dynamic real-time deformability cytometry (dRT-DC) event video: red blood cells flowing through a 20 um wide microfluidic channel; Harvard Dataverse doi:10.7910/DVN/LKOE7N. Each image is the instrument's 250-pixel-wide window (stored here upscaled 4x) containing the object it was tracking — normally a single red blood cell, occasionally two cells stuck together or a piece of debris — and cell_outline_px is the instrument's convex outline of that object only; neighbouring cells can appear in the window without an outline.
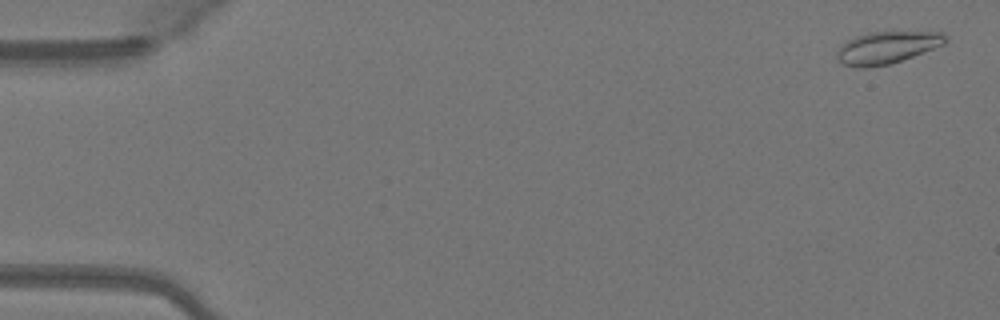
{"species": "Egyptian fruit bat (a non-hibernating species)", "species_latin": "Rousettus aegyptiacus", "temperature_condition": "warm", "stored_images_in_passage": 50, "camera_frame_rate_fps": 3000, "um_per_image_px": 0.085, "animal": {"sex": "female"}, "frame": {"image": 1, "passage_image": 2, "time_ms": 0.333, "image_size_px": [1000, 320], "cell_outline_px": [[948, 40], [944, 44], [912, 56], [888, 64], [868, 68], [860, 68], [844, 64], [836, 56], [836, 52], [848, 40], [856, 36], [868, 32], [944, 32], [948, 36]], "centroid_in_image_um": [75.41, 4.03], "position_along_channel_um": 9.6, "area_um2": 20.06}}
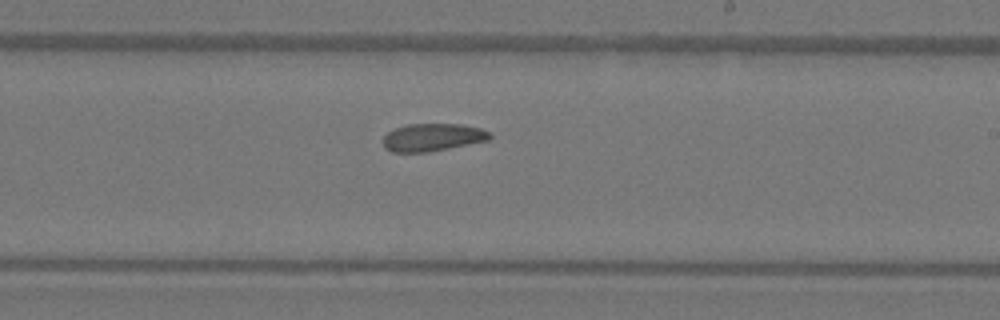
{"frame": {"image": 2, "passage_image": 30, "time_ms": 9.667, "image_size_px": [1000, 320], "cell_outline_px": [[492, 136], [488, 140], [428, 152], [392, 152], [384, 148], [384, 136], [388, 132], [396, 128], [408, 124], [464, 124], [480, 128], [492, 132]], "centroid_in_image_um": [36.79, 11.66], "position_along_channel_um": 252.2, "area_um2": 17.17}}
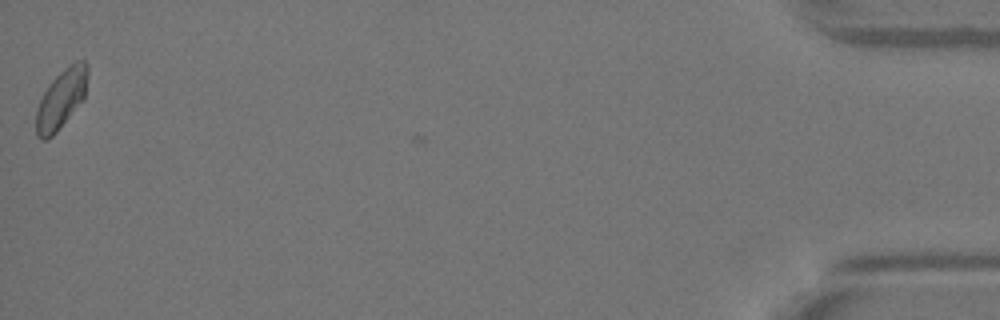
{"frame": {"image": 3, "passage_image": 50, "time_ms": 16.333, "image_size_px": [1000, 320], "cell_outline_px": [[88, 76], [84, 100], [56, 132], [48, 140], [40, 140], [36, 136], [36, 108], [48, 84], [64, 68], [76, 60], [84, 60], [88, 64]], "centroid_in_image_um": [5.21, 8.41], "position_along_channel_um": 430.0, "area_um2": 18.03}}